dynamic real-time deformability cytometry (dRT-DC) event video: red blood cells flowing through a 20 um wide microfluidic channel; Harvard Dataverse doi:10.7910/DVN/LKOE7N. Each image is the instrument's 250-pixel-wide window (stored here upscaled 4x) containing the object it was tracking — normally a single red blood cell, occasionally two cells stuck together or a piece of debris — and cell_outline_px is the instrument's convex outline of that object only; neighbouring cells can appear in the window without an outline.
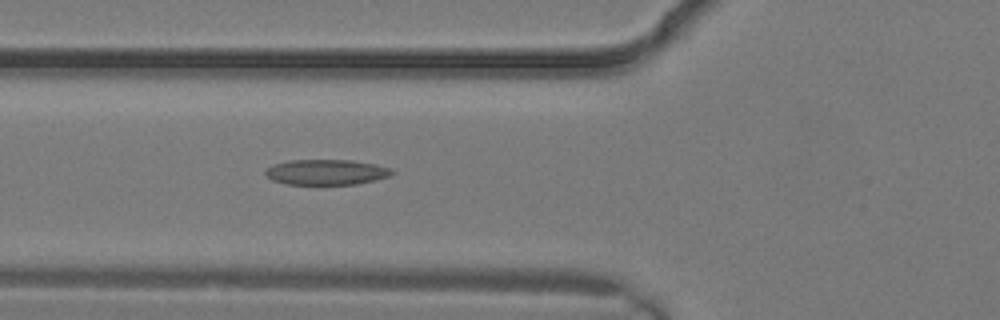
{"species": "common noctule bat (a hibernating species)", "species_latin": "Nyctalus noctula", "temperature_condition": "warm", "stored_images_in_passage": 3, "camera_frame_rate_fps": 3000, "um_per_image_px": 0.085, "animal": {"sex": "male", "body_mass_g": 19.2, "forearm_length_mm": 51.8}, "frame": {"image": 1, "passage_image": 3, "time_ms": 0.667, "image_size_px": [1000, 320], "cell_outline_px": [[396, 172], [392, 176], [376, 180], [356, 184], [288, 184], [272, 180], [264, 172], [264, 168], [272, 164], [288, 160], [352, 160], [376, 164], [392, 168]], "centroid_in_image_um": [27.77, 14.62], "position_along_channel_um": 98.0, "area_um2": 19.02}}